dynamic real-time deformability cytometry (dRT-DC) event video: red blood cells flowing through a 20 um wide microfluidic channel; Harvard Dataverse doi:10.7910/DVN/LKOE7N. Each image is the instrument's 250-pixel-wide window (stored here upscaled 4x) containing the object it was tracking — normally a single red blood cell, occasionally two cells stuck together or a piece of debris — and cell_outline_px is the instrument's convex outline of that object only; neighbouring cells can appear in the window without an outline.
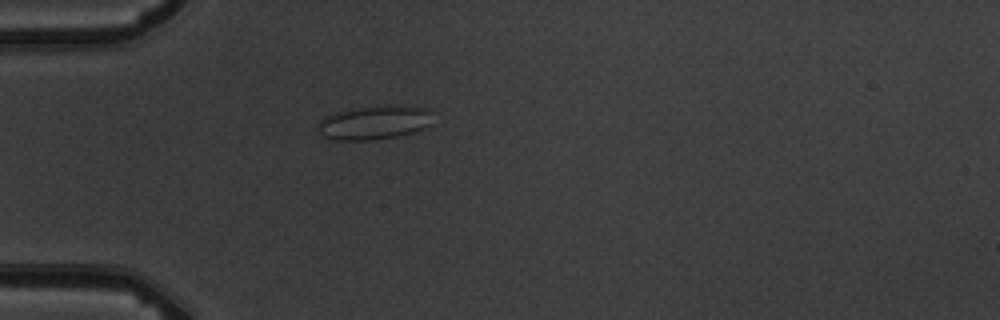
{"species": "common noctule bat (a hibernating species)", "species_latin": "Nyctalus noctula", "temperature_condition": "warm", "stored_images_in_passage": 5, "camera_frame_rate_fps": 3000, "um_per_image_px": 0.085, "animal": {"sex": "male", "body_mass_g": 19.5, "forearm_length_mm": 54.6}, "frame": {"image": 1, "passage_image": 5, "time_ms": 4.667, "image_size_px": [1000, 320], "cell_outline_px": [[428, 124], [424, 128], [412, 132], [396, 136], [372, 140], [336, 140], [324, 136], [320, 132], [320, 120], [324, 116], [336, 112], [360, 108], [424, 108], [428, 112]], "centroid_in_image_um": [31.7, 10.48], "position_along_channel_um": 53.3, "area_um2": 21.1}}